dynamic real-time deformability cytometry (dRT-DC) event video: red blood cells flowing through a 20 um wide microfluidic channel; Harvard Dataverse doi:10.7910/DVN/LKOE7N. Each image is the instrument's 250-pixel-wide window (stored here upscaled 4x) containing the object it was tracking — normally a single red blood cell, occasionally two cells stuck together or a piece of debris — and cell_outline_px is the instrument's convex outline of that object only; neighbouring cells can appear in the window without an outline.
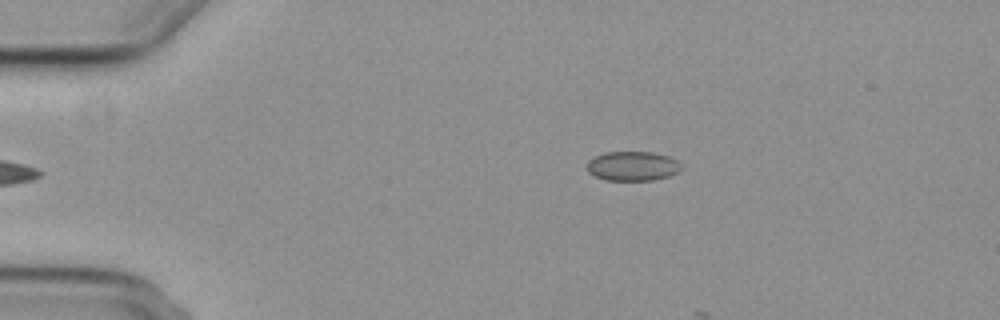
{"species": "common noctule bat (a hibernating species)", "species_latin": "Nyctalus noctula", "temperature_condition": "cold", "stored_images_in_passage": 3, "camera_frame_rate_fps": 3000, "um_per_image_px": 0.085, "animal": {"sex": "female", "body_mass_g": 29.2, "forearm_length_mm": 56.3}, "frame": {"image": 1, "passage_image": 3, "time_ms": 3.0, "image_size_px": [1000, 320], "cell_outline_px": [[680, 172], [668, 176], [652, 180], [604, 180], [588, 172], [588, 160], [604, 152], [652, 152], [668, 156], [676, 160], [680, 164]], "centroid_in_image_um": [53.77, 14.11], "position_along_channel_um": 31.2, "area_um2": 16.07}}